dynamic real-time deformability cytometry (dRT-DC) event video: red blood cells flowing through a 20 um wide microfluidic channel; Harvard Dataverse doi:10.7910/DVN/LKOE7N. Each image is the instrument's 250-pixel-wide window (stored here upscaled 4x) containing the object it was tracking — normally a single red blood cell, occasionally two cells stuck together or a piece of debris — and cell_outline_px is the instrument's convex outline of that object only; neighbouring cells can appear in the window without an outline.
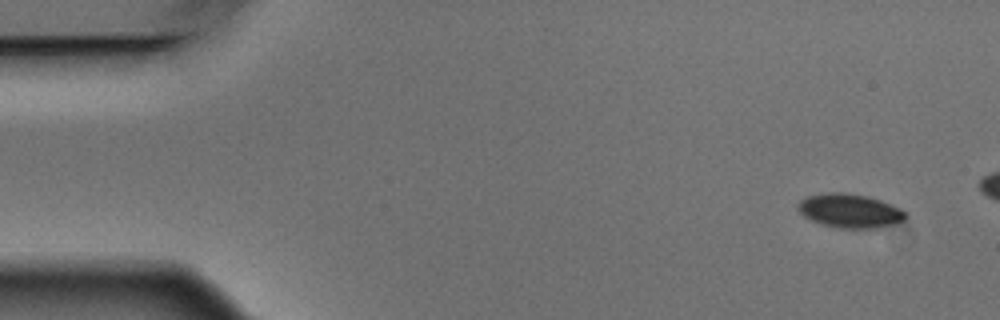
{"species": "Egyptian fruit bat (a non-hibernating species)", "species_latin": "Rousettus aegyptiacus", "temperature_condition": "warm", "stored_images_in_passage": 5, "camera_frame_rate_fps": 3000, "um_per_image_px": 0.085, "animal": {"sex": "male"}, "frame": {"image": 1, "passage_image": 1, "time_ms": 0.0, "image_size_px": [1000, 320], "cell_outline_px": [[908, 216], [904, 220], [880, 228], [840, 228], [824, 224], [812, 220], [804, 216], [796, 208], [796, 204], [800, 200], [808, 196], [828, 192], [844, 192], [868, 196], [880, 200], [900, 208], [908, 212]], "centroid_in_image_um": [72.25, 17.91], "position_along_channel_um": 12.7, "area_um2": 21.33}}